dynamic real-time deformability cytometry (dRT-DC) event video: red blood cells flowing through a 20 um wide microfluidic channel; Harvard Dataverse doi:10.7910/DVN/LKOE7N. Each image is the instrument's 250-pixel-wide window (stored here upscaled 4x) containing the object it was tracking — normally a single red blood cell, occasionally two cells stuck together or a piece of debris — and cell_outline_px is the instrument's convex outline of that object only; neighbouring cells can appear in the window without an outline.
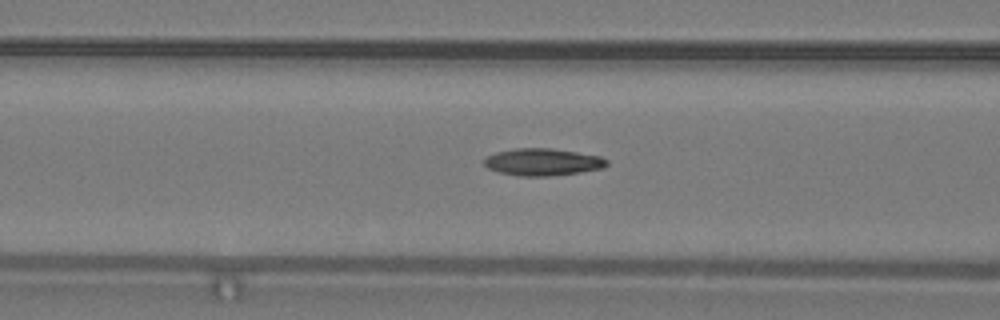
{"species": "common noctule bat (a hibernating species)", "species_latin": "Nyctalus noctula", "temperature_condition": "warm", "stored_images_in_passage": 41, "camera_frame_rate_fps": 3000, "um_per_image_px": 0.085, "animal": {"sex": "male", "body_mass_g": 19.2, "forearm_length_mm": 51.8}, "frame": {"image": 1, "passage_image": 21, "time_ms": 6.667, "image_size_px": [1000, 320], "cell_outline_px": [[608, 164], [604, 168], [580, 172], [552, 176], [520, 176], [500, 172], [488, 168], [484, 164], [484, 160], [488, 156], [496, 152], [516, 148], [552, 148], [600, 156], [608, 160]], "centroid_in_image_um": [46.16, 13.77], "position_along_channel_um": 120.4, "area_um2": 19.36}}
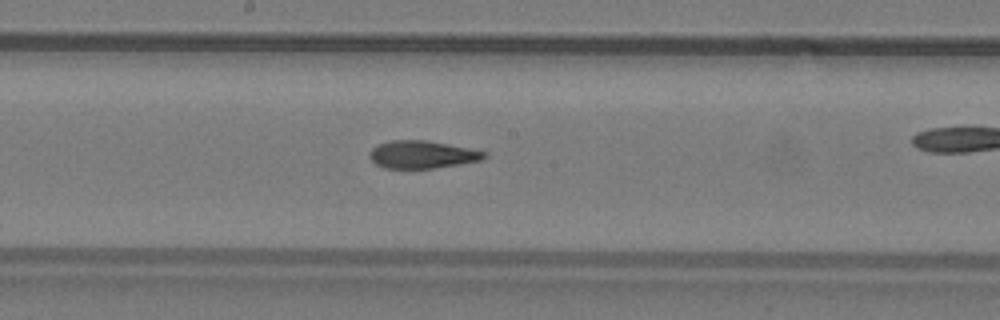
{"frame": {"image": 2, "passage_image": 28, "time_ms": 9.0, "image_size_px": [1000, 320], "cell_outline_px": [[488, 156], [480, 160], [432, 168], [384, 168], [376, 164], [368, 156], [368, 152], [372, 148], [388, 140], [424, 140], [448, 144], [484, 152]], "centroid_in_image_um": [35.8, 13.13], "position_along_channel_um": 212.4, "area_um2": 18.15}}
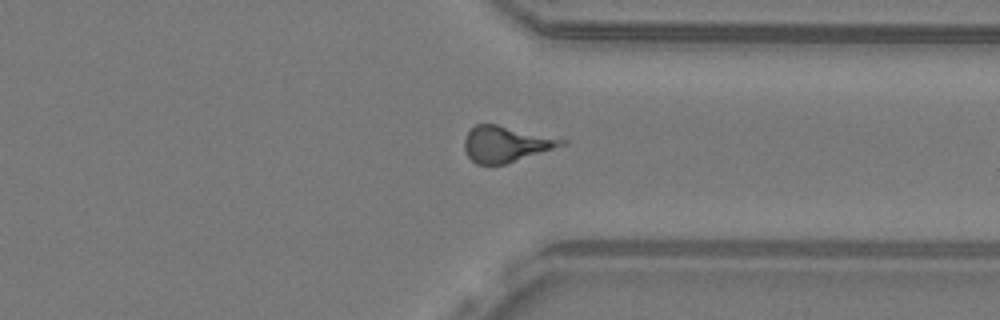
{"frame": {"image": 3, "passage_image": 40, "time_ms": 13.0, "image_size_px": [1000, 320], "cell_outline_px": [[568, 144], [504, 164], [476, 164], [468, 156], [464, 148], [464, 140], [468, 132], [476, 124], [496, 124], [568, 140]], "centroid_in_image_um": [43.0, 12.24], "position_along_channel_um": 368.4, "area_um2": 20.11}}